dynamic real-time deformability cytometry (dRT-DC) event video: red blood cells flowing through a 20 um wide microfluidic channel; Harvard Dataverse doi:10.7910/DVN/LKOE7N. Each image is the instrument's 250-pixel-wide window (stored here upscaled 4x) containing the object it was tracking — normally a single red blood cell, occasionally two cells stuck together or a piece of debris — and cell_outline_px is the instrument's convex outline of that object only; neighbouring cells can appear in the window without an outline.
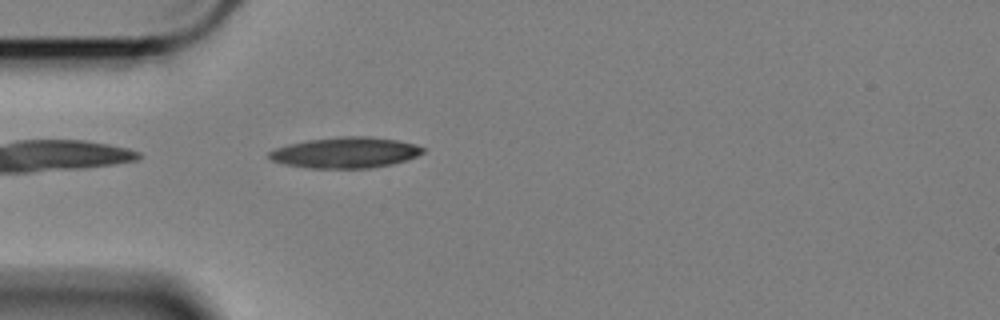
{"species": "Egyptian fruit bat (a non-hibernating species)", "species_latin": "Rousettus aegyptiacus", "temperature_condition": "cold", "stored_images_in_passage": 41, "camera_frame_rate_fps": 3000, "um_per_image_px": 0.085, "animal": {"sex": "female"}, "frame": {"image": 1, "passage_image": 3, "time_ms": 0.667, "image_size_px": [1000, 320], "cell_outline_px": [[428, 148], [424, 152], [416, 156], [392, 164], [372, 168], [308, 168], [284, 164], [272, 160], [268, 156], [268, 152], [276, 148], [288, 144], [308, 140], [340, 136], [368, 136], [396, 140], [416, 144]], "centroid_in_image_um": [29.38, 12.97], "position_along_channel_um": 55.6, "area_um2": 27.69}}
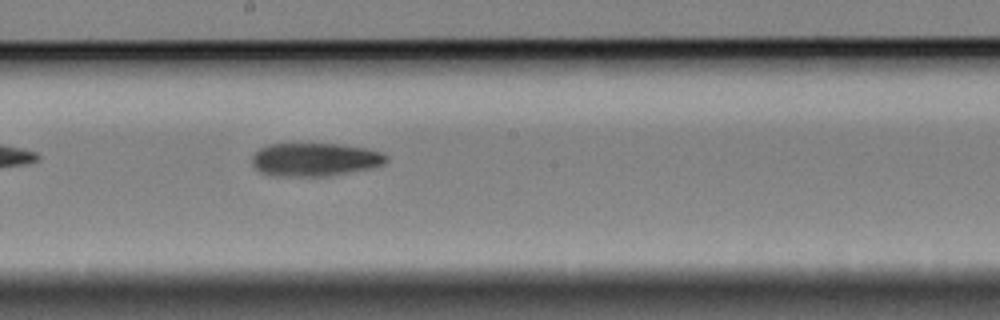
{"frame": {"image": 2, "passage_image": 18, "time_ms": 5.667, "image_size_px": [1000, 320], "cell_outline_px": [[388, 160], [384, 164], [372, 168], [328, 176], [272, 176], [260, 172], [252, 164], [252, 156], [260, 148], [268, 144], [336, 144], [364, 148], [380, 152], [388, 156]], "centroid_in_image_um": [26.75, 13.57], "position_along_channel_um": 221.4, "area_um2": 26.01}}
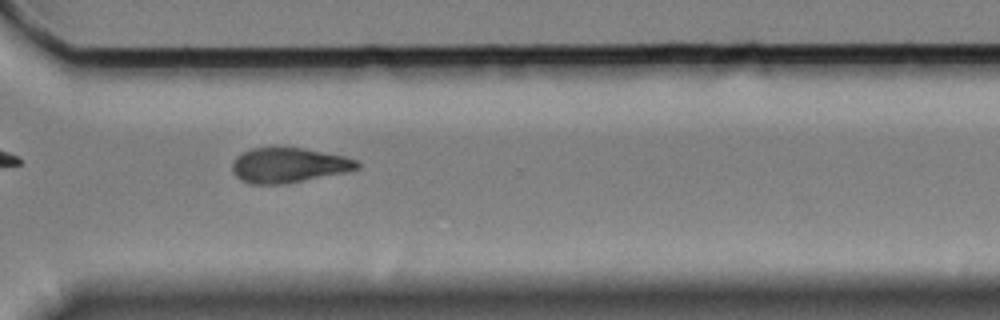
{"frame": {"image": 3, "passage_image": 29, "time_ms": 9.333, "image_size_px": [1000, 320], "cell_outline_px": [[360, 168], [344, 172], [284, 184], [248, 184], [240, 180], [232, 172], [232, 164], [236, 156], [252, 148], [276, 144], [280, 144], [304, 148], [344, 156], [356, 160], [360, 164]], "centroid_in_image_um": [24.48, 14.0], "position_along_channel_um": 346.1, "area_um2": 26.07}, "authors_computed_cell_mechanics": {"area_um2": 26.0678, "velocity_mm_per_s": 3.4109, "shape_relaxation_time_tau1_ms": 4.7914, "shape_relaxation_time_tau2_ms": null, "deformation_change_tau1": 0.1446, "deformation_change_tau2": null}}